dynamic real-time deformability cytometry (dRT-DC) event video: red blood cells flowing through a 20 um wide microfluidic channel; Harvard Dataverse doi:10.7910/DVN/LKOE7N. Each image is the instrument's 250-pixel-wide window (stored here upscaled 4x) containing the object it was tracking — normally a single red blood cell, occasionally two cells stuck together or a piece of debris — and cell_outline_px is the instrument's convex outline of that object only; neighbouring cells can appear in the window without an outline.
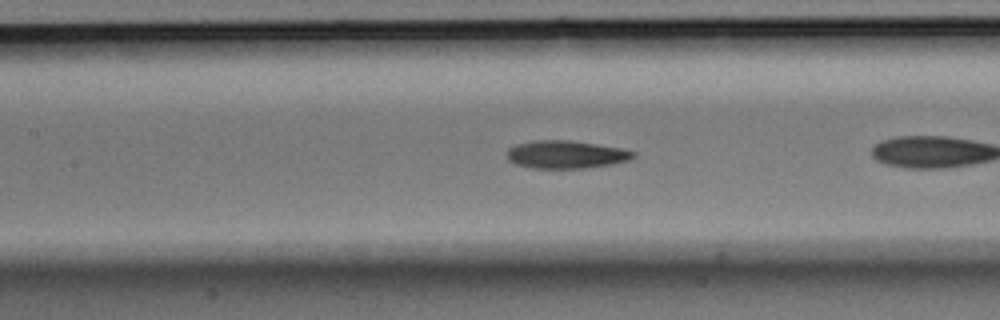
{"species": "Egyptian fruit bat (a non-hibernating species)", "species_latin": "Rousettus aegyptiacus", "temperature_condition": "room temperature", "stored_images_in_passage": 26, "camera_frame_rate_fps": 3000, "um_per_image_px": 0.085, "animal": {"sex": "male"}, "frame": {"image": 1, "passage_image": 8, "time_ms": 2.333, "image_size_px": [1000, 320], "cell_outline_px": [[636, 156], [628, 160], [612, 164], [584, 168], [532, 168], [516, 164], [508, 160], [508, 148], [516, 144], [532, 140], [568, 140], [620, 148], [636, 152]], "centroid_in_image_um": [48.09, 13.13], "position_along_channel_um": 159.3, "area_um2": 20.4}}